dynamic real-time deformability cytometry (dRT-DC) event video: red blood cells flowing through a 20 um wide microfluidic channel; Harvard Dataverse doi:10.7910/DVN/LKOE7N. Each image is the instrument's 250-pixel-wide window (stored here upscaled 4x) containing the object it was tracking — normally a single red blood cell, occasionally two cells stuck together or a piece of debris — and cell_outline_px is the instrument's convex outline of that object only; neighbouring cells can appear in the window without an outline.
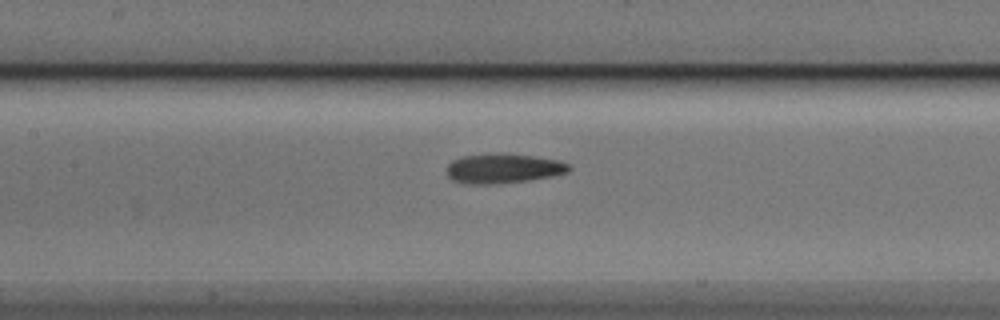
{"species": "Egyptian fruit bat (a non-hibernating species)", "species_latin": "Rousettus aegyptiacus", "temperature_condition": "cold", "stored_images_in_passage": 6, "camera_frame_rate_fps": 3000, "um_per_image_px": 0.085, "animal": {"sex": "male"}, "frame": {"image": 1, "passage_image": 6, "time_ms": 6.667, "image_size_px": [1000, 320], "cell_outline_px": [[572, 168], [568, 172], [552, 176], [528, 180], [492, 184], [468, 184], [452, 180], [448, 176], [448, 164], [452, 160], [460, 156], [500, 152], [532, 156], [560, 160], [568, 164]], "centroid_in_image_um": [42.77, 14.3], "position_along_channel_um": 164.6, "area_um2": 21.27}}